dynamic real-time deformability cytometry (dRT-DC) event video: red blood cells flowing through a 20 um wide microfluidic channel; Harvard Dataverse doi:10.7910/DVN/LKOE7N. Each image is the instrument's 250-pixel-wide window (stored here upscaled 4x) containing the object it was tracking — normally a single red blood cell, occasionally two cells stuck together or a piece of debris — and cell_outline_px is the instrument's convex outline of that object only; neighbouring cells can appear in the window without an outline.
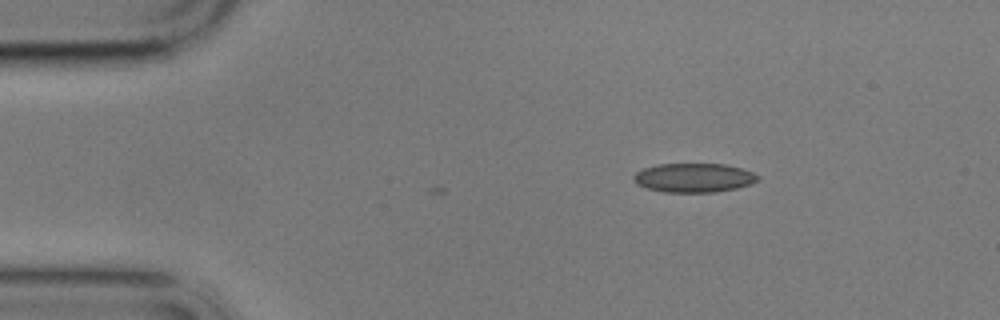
{"species": "common noctule bat (a hibernating species)", "species_latin": "Nyctalus noctula", "temperature_condition": "cold", "stored_images_in_passage": 4, "camera_frame_rate_fps": 3000, "um_per_image_px": 0.085, "animal": {"sex": "male", "body_mass_g": 17.9}, "frame": {"image": 1, "passage_image": 4, "time_ms": 3.667, "image_size_px": [1000, 320], "cell_outline_px": [[760, 180], [736, 188], [716, 192], [664, 192], [648, 188], [636, 184], [632, 180], [632, 176], [636, 172], [644, 168], [656, 164], [724, 164], [740, 168], [752, 172], [760, 176]], "centroid_in_image_um": [58.95, 15.11], "position_along_channel_um": 26.1, "area_um2": 21.04}}